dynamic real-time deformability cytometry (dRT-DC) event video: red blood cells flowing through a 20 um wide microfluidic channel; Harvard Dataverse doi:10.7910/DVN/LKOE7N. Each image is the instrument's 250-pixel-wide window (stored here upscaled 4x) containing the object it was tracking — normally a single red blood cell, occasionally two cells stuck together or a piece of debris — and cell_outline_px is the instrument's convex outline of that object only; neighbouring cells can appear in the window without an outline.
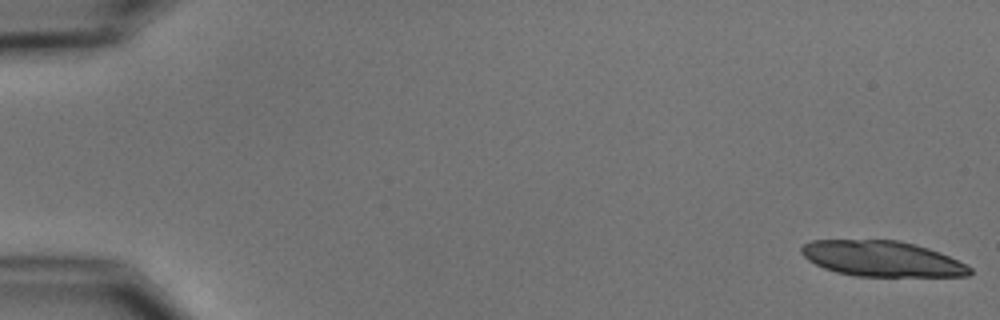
{"species": "common noctule bat (a hibernating species)", "species_latin": "Nyctalus noctula", "temperature_condition": "cold", "stored_images_in_passage": 6, "camera_frame_rate_fps": 3000, "um_per_image_px": 0.085, "animal": {"sex": "male", "body_mass_g": 15.6}, "frame": {"image": 1, "passage_image": 1, "time_ms": 0.0, "image_size_px": [1000, 320], "cell_outline_px": [[972, 272], [968, 276], [852, 276], [836, 272], [824, 268], [808, 260], [800, 252], [800, 248], [804, 244], [812, 240], [900, 240], [916, 244], [940, 252], [972, 268]], "centroid_in_image_um": [74.95, 21.99], "position_along_channel_um": 10.1, "area_um2": 34.85}}